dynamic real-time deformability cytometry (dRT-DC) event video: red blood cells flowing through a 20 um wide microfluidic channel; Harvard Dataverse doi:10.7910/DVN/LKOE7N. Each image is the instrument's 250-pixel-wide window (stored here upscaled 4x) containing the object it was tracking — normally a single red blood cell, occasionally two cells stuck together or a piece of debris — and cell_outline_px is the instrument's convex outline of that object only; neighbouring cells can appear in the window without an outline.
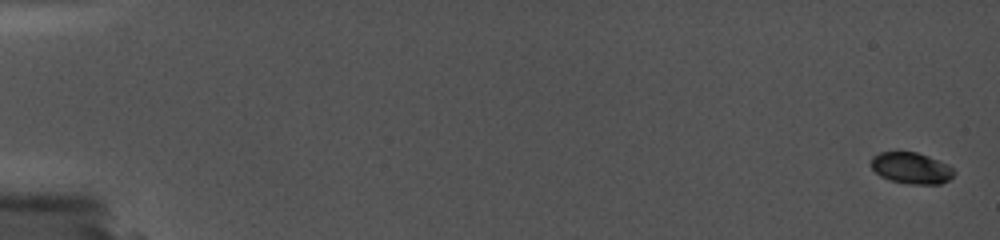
{"species": "common noctule bat (a hibernating species)", "species_latin": "Nyctalus noctula", "temperature_condition": "cold", "stored_images_in_passage": 13, "camera_frame_rate_fps": 5000, "um_per_image_px": 0.085, "animal": {"sex": "female", "body_mass_g": 19.0, "forearm_length_mm": 56.7}, "frame": {"image": 1, "passage_image": 1, "time_ms": 0.0, "image_size_px": [1000, 240], "cell_outline_px": [[956, 172], [948, 180], [940, 184], [912, 184], [888, 180], [880, 176], [872, 168], [872, 156], [880, 152], [916, 152], [928, 156], [948, 164]], "centroid_in_image_um": [77.46, 14.29], "position_along_channel_um": 7.5, "area_um2": 15.09}}
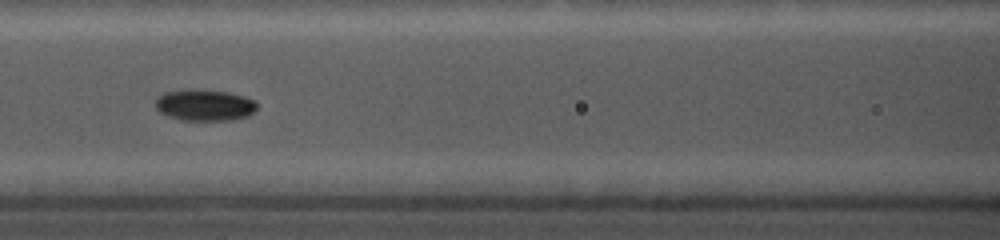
{"frame": {"image": 2, "passage_image": 11, "time_ms": 8.8, "image_size_px": [1000, 240], "cell_outline_px": [[256, 108], [248, 116], [232, 120], [180, 120], [168, 116], [160, 112], [156, 108], [156, 100], [164, 92], [180, 88], [196, 88], [228, 92], [244, 96], [256, 100]], "centroid_in_image_um": [17.37, 8.91], "position_along_channel_um": 149.2, "area_um2": 18.9}}
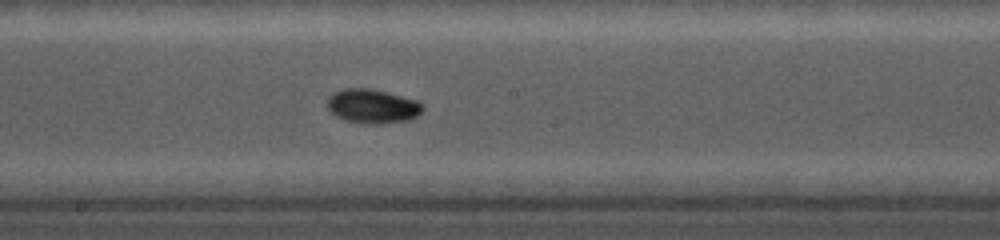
{"frame": {"image": 3, "passage_image": 13, "time_ms": 10.6, "image_size_px": [1000, 240], "cell_outline_px": [[424, 108], [416, 116], [408, 120], [380, 124], [368, 124], [348, 120], [336, 116], [328, 108], [328, 96], [332, 92], [344, 88], [372, 88], [416, 100], [424, 104]], "centroid_in_image_um": [31.66, 9.01], "position_along_channel_um": 216.5, "area_um2": 18.96}}